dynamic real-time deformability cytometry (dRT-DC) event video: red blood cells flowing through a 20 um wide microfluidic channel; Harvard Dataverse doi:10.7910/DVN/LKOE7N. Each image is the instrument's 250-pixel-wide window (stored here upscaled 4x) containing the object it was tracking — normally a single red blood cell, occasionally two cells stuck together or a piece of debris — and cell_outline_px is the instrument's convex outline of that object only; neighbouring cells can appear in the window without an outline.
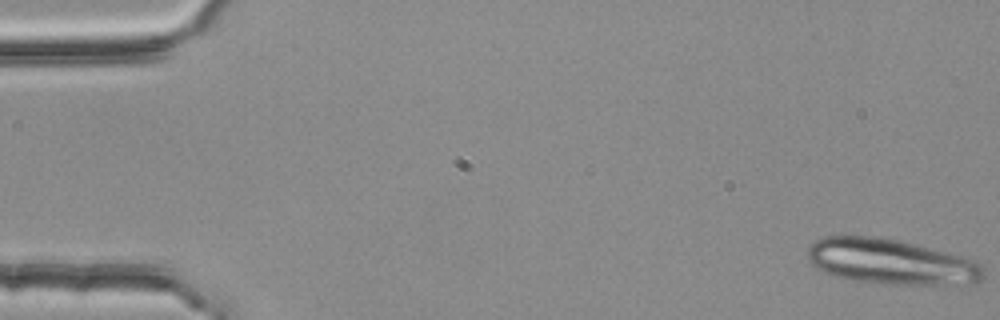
{"species": "common noctule bat (a hibernating species)", "species_latin": "Nyctalus noctula", "temperature_condition": "room temperature", "stored_images_in_passage": 6, "camera_frame_rate_fps": 3000, "um_per_image_px": 0.085, "animal": {"sex": "female", "body_mass_g": 25.1}, "frame": {"image": 1, "passage_image": 1, "time_ms": 0.0, "image_size_px": [1000, 320], "cell_outline_px": [[984, 276], [976, 284], [868, 284], [836, 276], [824, 272], [816, 268], [808, 260], [808, 248], [816, 240], [824, 236], [872, 236], [896, 240], [964, 256], [976, 260], [984, 268]], "centroid_in_image_um": [75.74, 22.26], "position_along_channel_um": 9.3, "area_um2": 46.7}}